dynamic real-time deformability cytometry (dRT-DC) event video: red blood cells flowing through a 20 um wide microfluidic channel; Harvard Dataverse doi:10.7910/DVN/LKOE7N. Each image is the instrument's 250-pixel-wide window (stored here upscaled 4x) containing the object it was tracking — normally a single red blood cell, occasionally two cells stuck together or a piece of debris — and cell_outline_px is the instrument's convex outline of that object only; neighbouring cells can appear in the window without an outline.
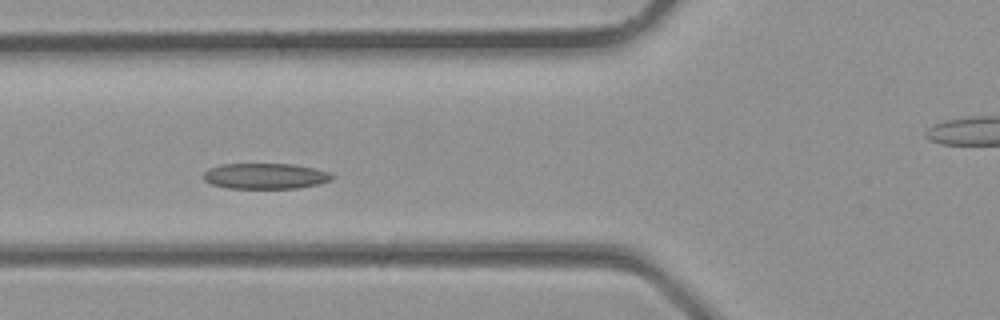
{"species": "common noctule bat (a hibernating species)", "species_latin": "Nyctalus noctula", "temperature_condition": "room temperature", "stored_images_in_passage": 33, "camera_frame_rate_fps": 3000, "um_per_image_px": 0.085, "animal": {"sex": "male", "body_mass_g": 23.1, "forearm_length_mm": 52.7}, "frame": {"image": 1, "passage_image": 10, "time_ms": 3.0, "image_size_px": [1000, 320], "cell_outline_px": [[336, 176], [332, 180], [320, 184], [296, 188], [228, 188], [212, 184], [204, 180], [204, 172], [208, 168], [220, 164], [292, 164], [312, 168], [328, 172]], "centroid_in_image_um": [22.56, 14.96], "position_along_channel_um": 103.2, "area_um2": 19.25}}
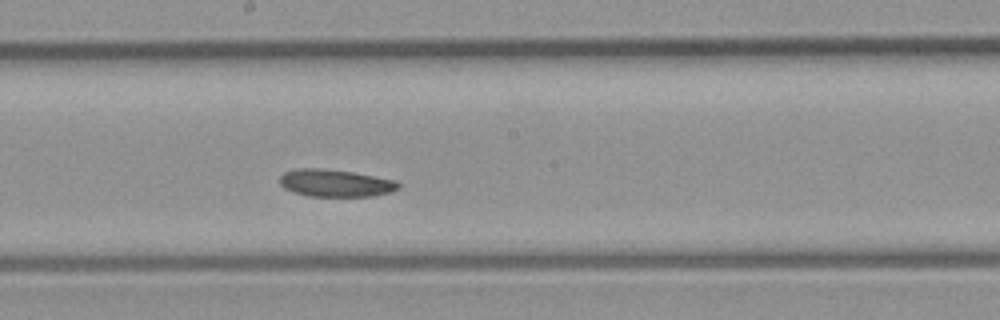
{"frame": {"image": 2, "passage_image": 16, "time_ms": 5.0, "image_size_px": [1000, 320], "cell_outline_px": [[400, 188], [388, 192], [372, 196], [308, 196], [292, 192], [284, 188], [280, 184], [280, 176], [284, 172], [296, 168], [320, 168], [352, 172], [396, 180], [400, 184]], "centroid_in_image_um": [28.48, 15.56], "position_along_channel_um": 219.7, "area_um2": 18.9}}
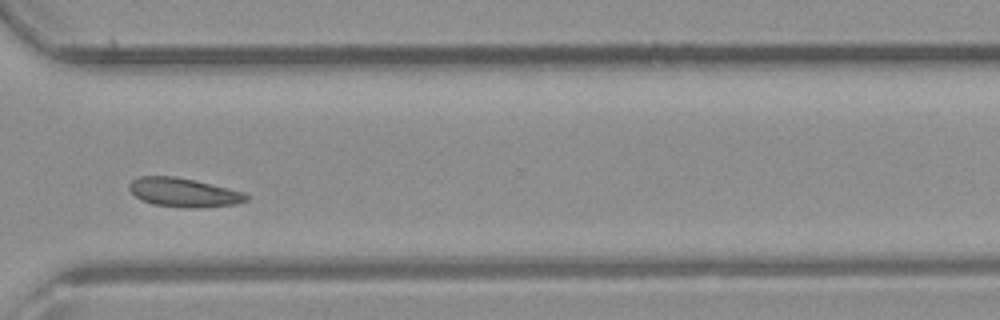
{"frame": {"image": 3, "passage_image": 23, "time_ms": 7.333, "image_size_px": [1000, 320], "cell_outline_px": [[248, 200], [236, 204], [192, 208], [152, 204], [136, 196], [128, 188], [128, 184], [132, 180], [140, 176], [176, 176], [244, 192], [248, 196]], "centroid_in_image_um": [15.6, 16.35], "position_along_channel_um": 355.0, "area_um2": 19.42}}